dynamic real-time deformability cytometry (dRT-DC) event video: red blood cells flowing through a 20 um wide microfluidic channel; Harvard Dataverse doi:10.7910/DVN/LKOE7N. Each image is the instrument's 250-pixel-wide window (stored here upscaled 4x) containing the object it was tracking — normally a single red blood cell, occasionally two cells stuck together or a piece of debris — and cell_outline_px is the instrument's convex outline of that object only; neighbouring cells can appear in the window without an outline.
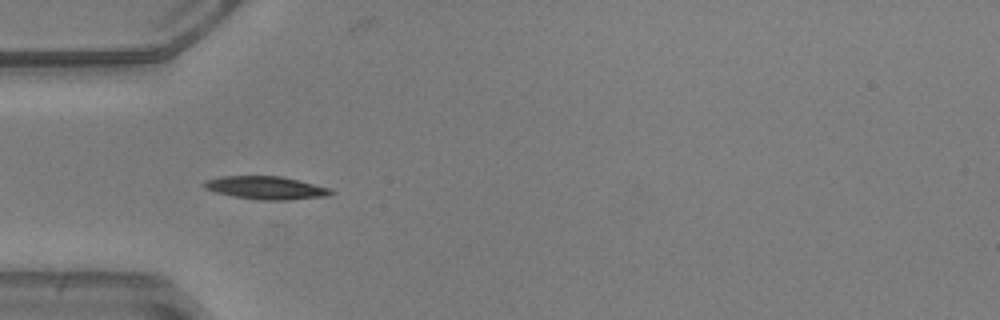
{"species": "common noctule bat (a hibernating species)", "species_latin": "Nyctalus noctula", "temperature_condition": "warm", "stored_images_in_passage": 36, "camera_frame_rate_fps": 3000, "um_per_image_px": 0.085, "animal": {"sex": "male", "body_mass_g": 20.5, "forearm_length_mm": 52.5}, "frame": {"image": 1, "passage_image": 1, "time_ms": 0.0, "image_size_px": [1000, 320], "cell_outline_px": [[336, 192], [328, 196], [284, 200], [256, 200], [232, 196], [216, 192], [204, 188], [204, 180], [220, 176], [280, 176], [332, 188]], "centroid_in_image_um": [22.62, 15.96], "position_along_channel_um": 62.4, "area_um2": 17.11}}
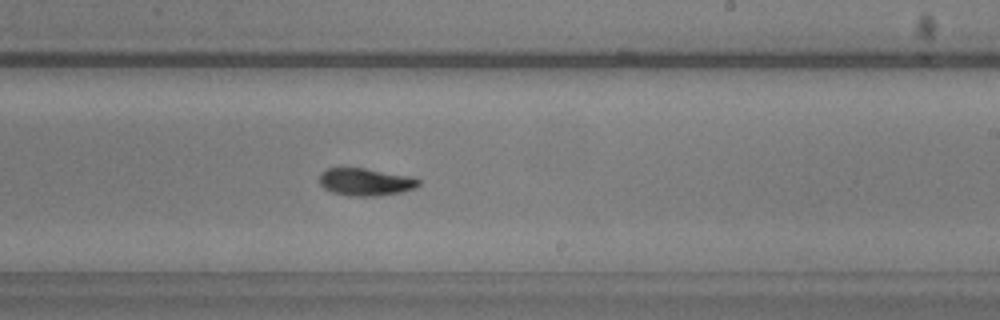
{"frame": {"image": 2, "passage_image": 16, "time_ms": 5.0, "image_size_px": [1000, 320], "cell_outline_px": [[420, 184], [416, 188], [400, 192], [376, 196], [348, 196], [332, 192], [324, 188], [320, 184], [320, 172], [328, 168], [364, 168], [408, 176], [420, 180]], "centroid_in_image_um": [31.05, 15.47], "position_along_channel_um": 258.0, "area_um2": 15.78}, "authors_computed_cell_mechanics": {"area_um2": 15.9528, "velocity_mm_per_s": 3.9305, "shape_relaxation_time_tau1_ms": 3.0759, "shape_relaxation_time_tau2_ms": 5.8673, "deformation_change_tau1": 0.1822, "deformation_change_tau2": 0.1116}}